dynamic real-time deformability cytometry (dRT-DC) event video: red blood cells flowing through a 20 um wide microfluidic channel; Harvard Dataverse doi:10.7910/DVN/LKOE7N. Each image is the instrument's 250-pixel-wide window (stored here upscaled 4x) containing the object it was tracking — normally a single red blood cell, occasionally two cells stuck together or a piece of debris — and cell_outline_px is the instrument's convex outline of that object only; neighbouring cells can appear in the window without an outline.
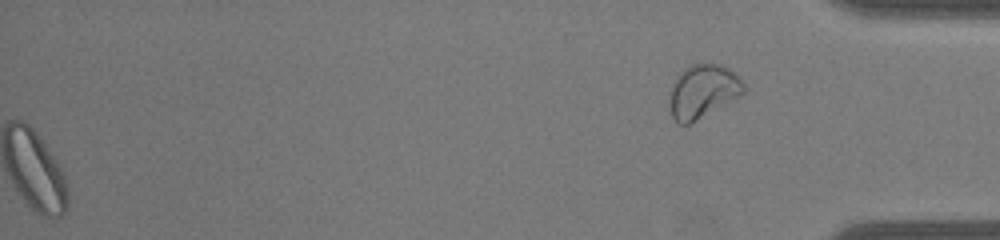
{"species": "common noctule bat (a hibernating species)", "species_latin": "Nyctalus noctula", "temperature_condition": "warm", "stored_images_in_passage": 33, "segment_of_instrument_passage": [2, 2], "camera_frame_rate_fps": 3000, "um_per_image_px": 0.085, "animal": {"sex": "male", "body_mass_g": 19.0, "forearm_length_mm": 50.8}, "frame": {"image": 1, "passage_image": 33, "time_ms": 10.667, "image_size_px": [1000, 240], "cell_outline_px": [[744, 92], [740, 96], [688, 124], [676, 124], [668, 108], [668, 96], [672, 84], [676, 76], [688, 64], [720, 64], [728, 68], [740, 76], [744, 84]], "centroid_in_image_um": [59.7, 7.75], "position_along_channel_um": 375.5, "area_um2": 23.35}}